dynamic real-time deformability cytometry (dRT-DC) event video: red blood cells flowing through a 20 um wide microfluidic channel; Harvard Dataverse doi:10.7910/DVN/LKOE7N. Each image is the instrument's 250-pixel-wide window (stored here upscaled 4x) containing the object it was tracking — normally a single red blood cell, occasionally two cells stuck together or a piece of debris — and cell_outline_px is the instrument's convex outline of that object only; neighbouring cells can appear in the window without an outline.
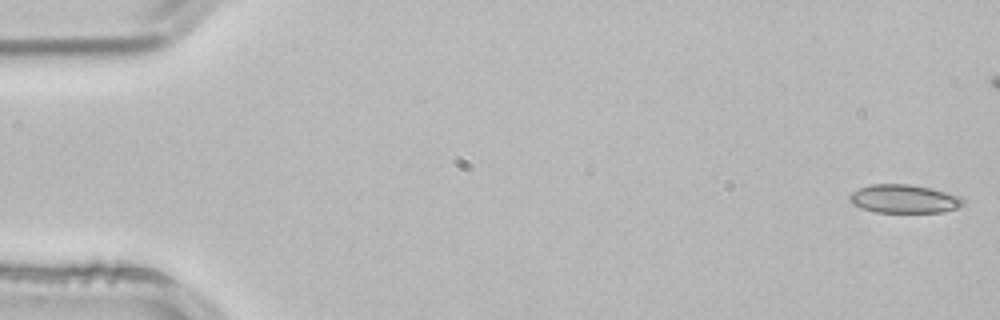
{"species": "common noctule bat (a hibernating species)", "species_latin": "Nyctalus noctula", "temperature_condition": "room temperature", "stored_images_in_passage": 5, "camera_frame_rate_fps": 3000, "um_per_image_px": 0.085, "animal": {"sex": "male", "body_mass_g": 21.5, "forearm_length_mm": 52.0}, "frame": {"image": 1, "passage_image": 1, "time_ms": 0.0, "image_size_px": [1000, 320], "cell_outline_px": [[964, 204], [956, 208], [944, 212], [876, 212], [860, 208], [852, 204], [848, 200], [848, 196], [852, 192], [860, 188], [872, 184], [908, 184], [928, 188], [944, 192], [956, 196], [964, 200]], "centroid_in_image_um": [76.78, 16.91], "position_along_channel_um": 8.2, "area_um2": 18.61}}
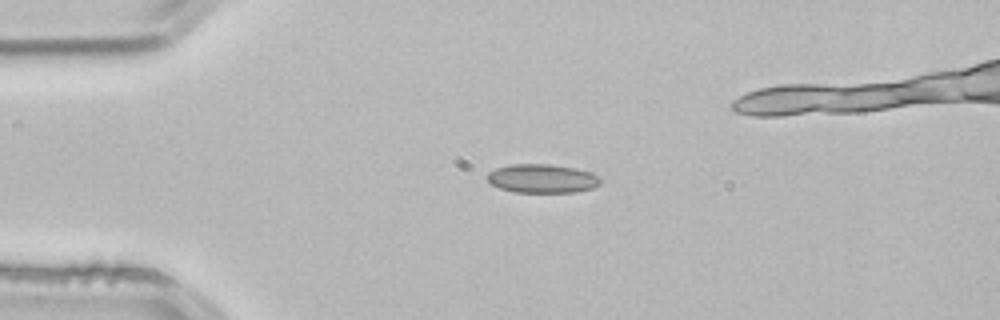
{"frame": {"image": 2, "passage_image": 3, "time_ms": 0.667, "image_size_px": [1000, 320], "cell_outline_px": [[604, 180], [600, 184], [592, 188], [576, 192], [516, 192], [500, 188], [492, 184], [484, 176], [488, 172], [496, 168], [512, 164], [552, 164], [576, 168], [592, 172], [600, 176]], "centroid_in_image_um": [46.13, 15.16], "position_along_channel_um": 38.9, "area_um2": 19.25}}
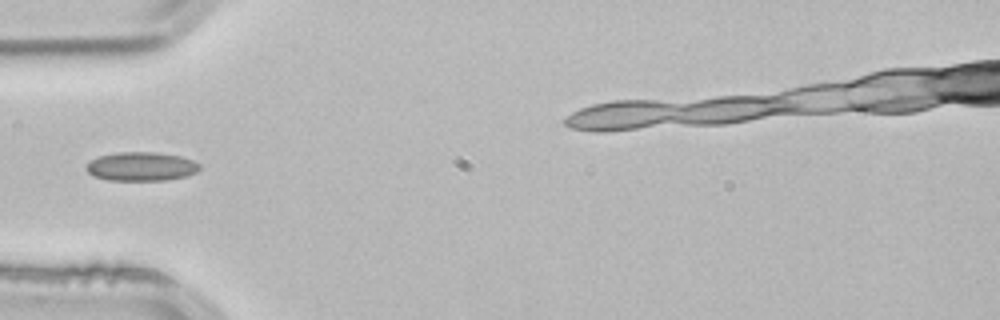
{"frame": {"image": 3, "passage_image": 4, "time_ms": 1.0, "image_size_px": [1000, 320], "cell_outline_px": [[200, 168], [196, 172], [188, 176], [164, 180], [108, 180], [92, 176], [88, 172], [88, 164], [92, 160], [100, 156], [120, 152], [156, 152], [180, 156], [192, 160], [200, 164]], "centroid_in_image_um": [12.04, 14.15], "position_along_channel_um": 73.0, "area_um2": 18.9}}